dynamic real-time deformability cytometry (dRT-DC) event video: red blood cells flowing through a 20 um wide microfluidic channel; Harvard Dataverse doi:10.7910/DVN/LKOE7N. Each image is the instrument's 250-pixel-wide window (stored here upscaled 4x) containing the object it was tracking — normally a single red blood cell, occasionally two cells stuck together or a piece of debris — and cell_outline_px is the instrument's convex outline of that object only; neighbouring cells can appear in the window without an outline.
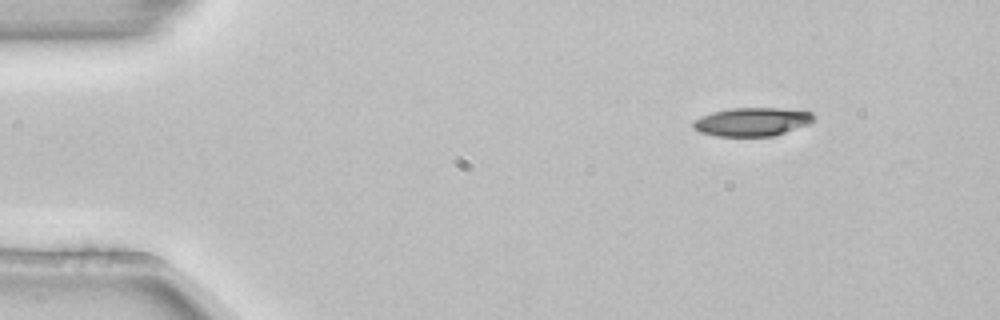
{"species": "common noctule bat (a hibernating species)", "species_latin": "Nyctalus noctula", "temperature_condition": "room temperature", "stored_images_in_passage": 3, "camera_frame_rate_fps": 3000, "um_per_image_px": 0.085, "animal": {"sex": "female", "body_mass_g": 22.7, "forearm_length_mm": 54.2}, "frame": {"image": 1, "passage_image": 1, "time_ms": 0.0, "image_size_px": [1000, 320], "cell_outline_px": [[816, 116], [808, 124], [772, 136], [716, 136], [700, 132], [692, 128], [692, 120], [700, 116], [712, 112], [732, 108], [780, 108], [812, 112]], "centroid_in_image_um": [63.87, 10.35], "position_along_channel_um": 21.1, "area_um2": 20.0}}
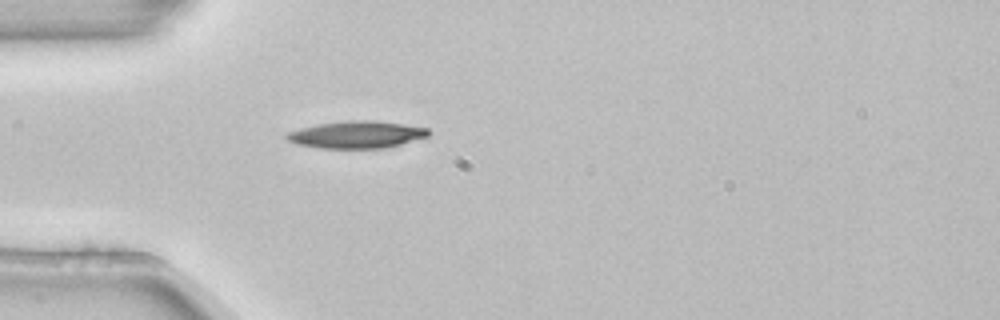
{"frame": {"image": 2, "passage_image": 3, "time_ms": 0.667, "image_size_px": [1000, 320], "cell_outline_px": [[432, 132], [428, 136], [400, 144], [384, 148], [320, 148], [296, 144], [288, 140], [284, 136], [284, 132], [316, 124], [348, 120], [372, 120], [404, 124], [428, 128]], "centroid_in_image_um": [30.27, 11.43], "position_along_channel_um": 54.7, "area_um2": 22.6}}